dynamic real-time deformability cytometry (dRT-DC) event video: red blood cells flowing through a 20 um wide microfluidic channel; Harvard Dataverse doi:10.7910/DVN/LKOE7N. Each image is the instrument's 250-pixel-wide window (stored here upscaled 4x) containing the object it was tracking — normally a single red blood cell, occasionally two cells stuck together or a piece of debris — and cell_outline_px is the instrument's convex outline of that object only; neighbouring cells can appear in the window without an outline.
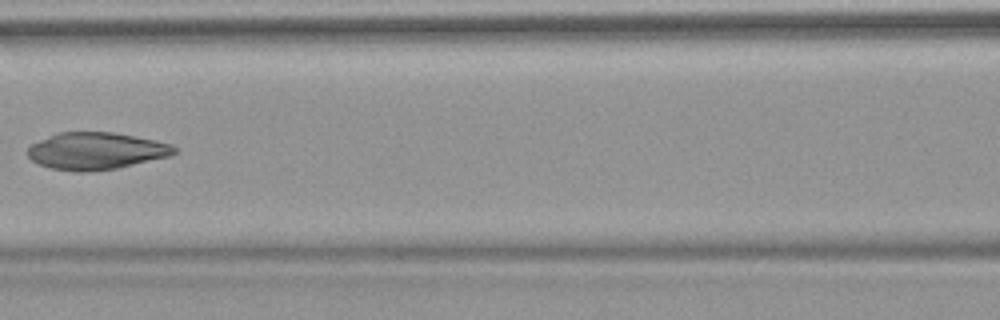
{"species": "common noctule bat (a hibernating species)", "species_latin": "Nyctalus noctula", "temperature_condition": "warm", "stored_images_in_passage": 8, "camera_frame_rate_fps": 3000, "um_per_image_px": 0.085, "animal": {"sex": "female", "body_mass_g": 18.4}, "frame": {"image": 1, "passage_image": 7, "time_ms": 8.333, "image_size_px": [1000, 320], "cell_outline_px": [[176, 152], [168, 156], [116, 168], [88, 172], [76, 172], [52, 168], [40, 164], [32, 160], [28, 156], [28, 148], [32, 144], [40, 140], [60, 132], [112, 132], [172, 144], [176, 148]], "centroid_in_image_um": [8.14, 12.83], "position_along_channel_um": 158.5, "area_um2": 31.15}}